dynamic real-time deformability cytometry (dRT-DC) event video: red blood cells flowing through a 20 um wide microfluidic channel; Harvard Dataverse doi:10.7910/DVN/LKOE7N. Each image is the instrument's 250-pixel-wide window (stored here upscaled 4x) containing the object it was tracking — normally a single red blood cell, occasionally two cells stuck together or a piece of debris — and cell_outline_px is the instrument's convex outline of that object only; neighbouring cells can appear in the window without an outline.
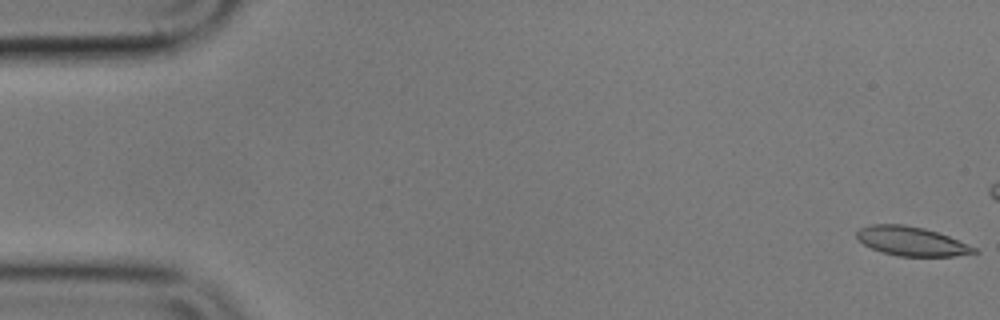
{"species": "common noctule bat (a hibernating species)", "species_latin": "Nyctalus noctula", "temperature_condition": "cold", "stored_images_in_passage": 17, "camera_frame_rate_fps": 3000, "um_per_image_px": 0.085, "animal": {"sex": "male", "body_mass_g": 17.9}, "frame": {"image": 1, "passage_image": 1, "time_ms": 0.0, "image_size_px": [1000, 320], "cell_outline_px": [[980, 252], [952, 256], [900, 256], [884, 252], [872, 248], [864, 244], [856, 236], [856, 232], [860, 228], [872, 224], [904, 224], [924, 228], [948, 236], [976, 248]], "centroid_in_image_um": [77.47, 20.5], "position_along_channel_um": 7.5, "area_um2": 19.59}}